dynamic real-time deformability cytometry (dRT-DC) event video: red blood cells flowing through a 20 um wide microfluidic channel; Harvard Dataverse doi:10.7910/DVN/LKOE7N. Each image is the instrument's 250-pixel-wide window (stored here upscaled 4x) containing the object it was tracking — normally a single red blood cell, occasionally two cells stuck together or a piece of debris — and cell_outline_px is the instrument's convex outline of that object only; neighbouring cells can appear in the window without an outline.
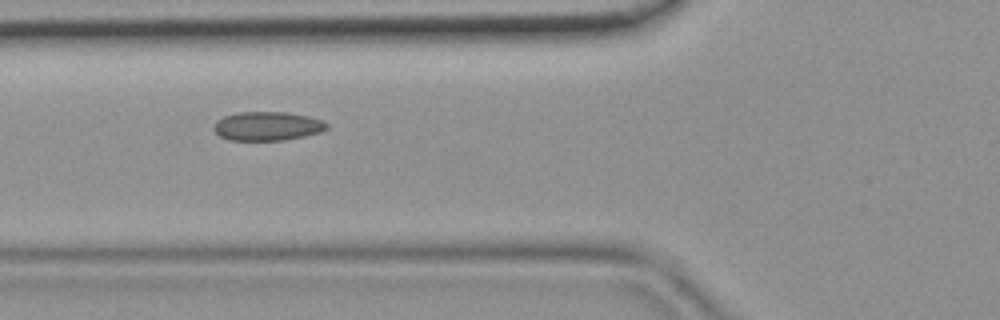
{"species": "common noctule bat (a hibernating species)", "species_latin": "Nyctalus noctula", "temperature_condition": "room temperature", "stored_images_in_passage": 45, "camera_frame_rate_fps": 3000, "um_per_image_px": 0.085, "animal": {"sex": "female", "body_mass_g": 19.9}, "frame": {"image": 1, "passage_image": 17, "time_ms": 5.333, "image_size_px": [1000, 320], "cell_outline_px": [[328, 128], [320, 132], [304, 136], [284, 140], [228, 140], [220, 136], [212, 128], [216, 120], [224, 116], [236, 112], [284, 112], [308, 116], [320, 120], [328, 124]], "centroid_in_image_um": [22.69, 10.72], "position_along_channel_um": 103.1, "area_um2": 19.02}}
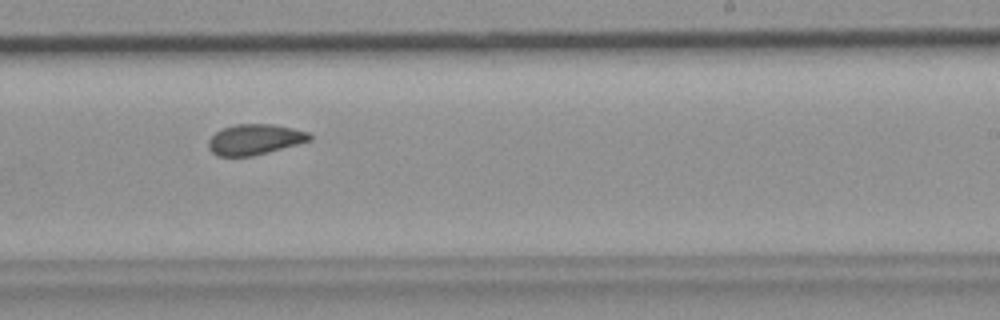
{"frame": {"image": 2, "passage_image": 28, "time_ms": 9.0, "image_size_px": [1000, 320], "cell_outline_px": [[312, 140], [268, 152], [252, 156], [216, 156], [208, 148], [208, 140], [216, 132], [224, 128], [236, 124], [272, 124], [292, 128], [308, 132], [312, 136]], "centroid_in_image_um": [21.65, 11.86], "position_along_channel_um": 267.4, "area_um2": 17.92}}
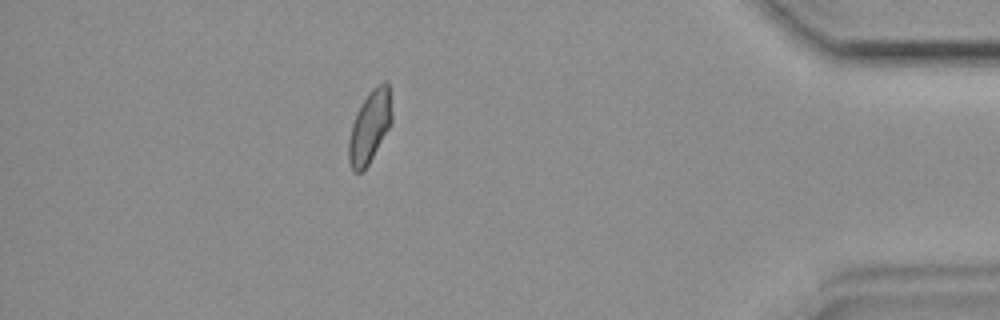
{"frame": {"image": 3, "passage_image": 40, "time_ms": 13.0, "image_size_px": [1000, 320], "cell_outline_px": [[392, 124], [364, 172], [352, 172], [348, 160], [348, 140], [352, 124], [356, 112], [368, 92], [376, 84], [384, 80], [388, 80], [392, 112]], "centroid_in_image_um": [31.43, 10.77], "position_along_channel_um": 403.8, "area_um2": 18.67}}